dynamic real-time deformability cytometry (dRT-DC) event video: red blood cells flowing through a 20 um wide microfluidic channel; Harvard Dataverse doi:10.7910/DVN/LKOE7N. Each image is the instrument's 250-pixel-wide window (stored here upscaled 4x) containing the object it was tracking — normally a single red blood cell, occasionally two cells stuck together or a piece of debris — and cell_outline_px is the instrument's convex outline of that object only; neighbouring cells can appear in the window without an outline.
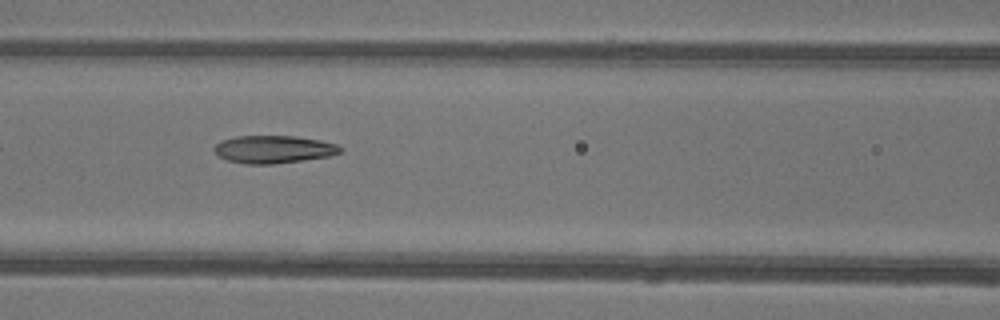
{"species": "common noctule bat (a hibernating species)", "species_latin": "Nyctalus noctula", "temperature_condition": "warm", "stored_images_in_passage": 34, "camera_frame_rate_fps": 3000, "um_per_image_px": 0.085, "animal": {"sex": "female"}, "frame": {"image": 1, "passage_image": 7, "time_ms": 2.0, "image_size_px": [1000, 320], "cell_outline_px": [[344, 152], [332, 156], [272, 164], [244, 164], [228, 160], [220, 156], [212, 148], [216, 144], [224, 140], [236, 136], [296, 136], [320, 140], [336, 144], [344, 148]], "centroid_in_image_um": [23.32, 12.69], "position_along_channel_um": 143.3, "area_um2": 20.4}}
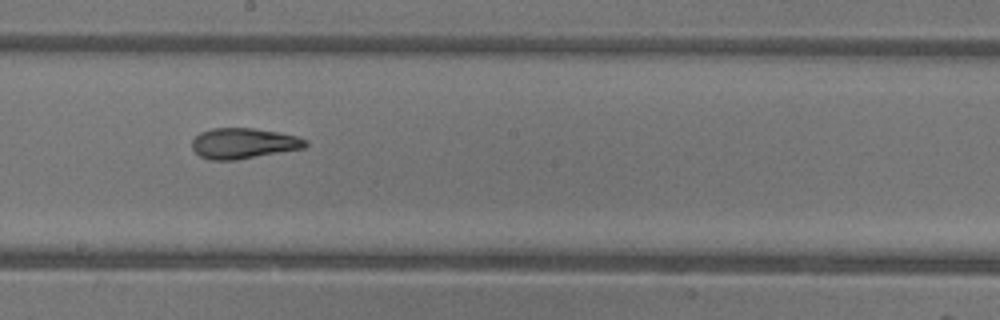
{"frame": {"image": 2, "passage_image": 13, "time_ms": 4.0, "image_size_px": [1000, 320], "cell_outline_px": [[308, 144], [304, 148], [236, 160], [208, 160], [200, 156], [192, 148], [192, 140], [200, 132], [212, 128], [252, 128], [280, 132], [296, 136], [308, 140]], "centroid_in_image_um": [20.7, 12.18], "position_along_channel_um": 227.5, "area_um2": 20.29}}
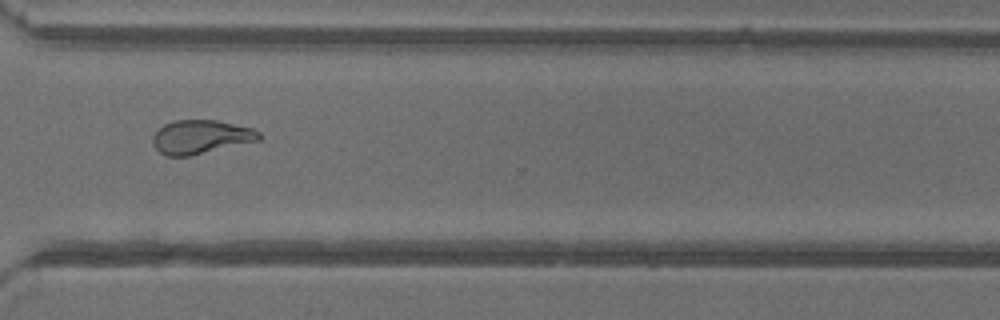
{"frame": {"image": 3, "passage_image": 22, "time_ms": 7.0, "image_size_px": [1000, 320], "cell_outline_px": [[260, 140], [188, 156], [168, 156], [160, 152], [152, 144], [152, 136], [164, 124], [176, 120], [216, 120], [252, 128], [260, 132]], "centroid_in_image_um": [17.05, 11.63], "position_along_channel_um": 353.5, "area_um2": 20.69}, "authors_computed_cell_mechanics": {"area_um2": 20.6346, "velocity_mm_per_s": 4.2079, "shape_relaxation_time_tau1_ms": 8.3138, "shape_relaxation_time_tau2_ms": 1.7487, "deformation_change_tau1": 0.2664, "deformation_change_tau2": 0.0928}}